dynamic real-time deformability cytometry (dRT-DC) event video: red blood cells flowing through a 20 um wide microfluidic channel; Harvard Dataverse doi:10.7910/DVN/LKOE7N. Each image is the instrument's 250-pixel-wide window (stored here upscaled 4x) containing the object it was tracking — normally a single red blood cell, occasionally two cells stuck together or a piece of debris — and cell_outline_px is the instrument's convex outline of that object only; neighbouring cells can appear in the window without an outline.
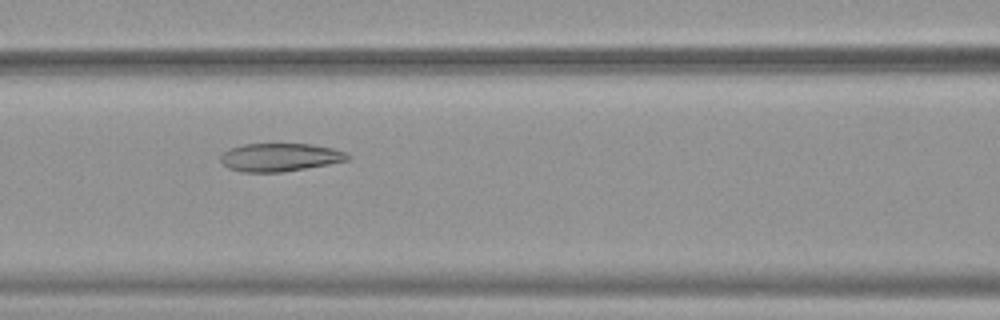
{"species": "common noctule bat (a hibernating species)", "species_latin": "Nyctalus noctula", "temperature_condition": "warm", "stored_images_in_passage": 52, "camera_frame_rate_fps": 3000, "um_per_image_px": 0.085, "animal": {"sex": "female", "body_mass_g": 19.9}, "frame": {"image": 1, "passage_image": 23, "time_ms": 7.333, "image_size_px": [1000, 320], "cell_outline_px": [[352, 156], [348, 160], [328, 164], [284, 172], [240, 172], [228, 168], [220, 160], [220, 156], [224, 152], [232, 148], [244, 144], [312, 144], [332, 148], [344, 152]], "centroid_in_image_um": [23.79, 13.37], "position_along_channel_um": 142.8, "area_um2": 20.75}}
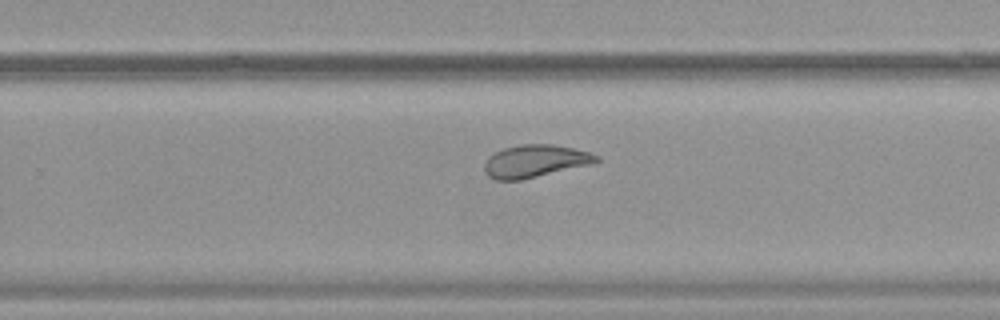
{"frame": {"image": 2, "passage_image": 34, "time_ms": 11.0, "image_size_px": [1000, 320], "cell_outline_px": [[600, 160], [592, 164], [520, 180], [496, 180], [488, 176], [484, 172], [484, 164], [488, 156], [504, 148], [520, 144], [552, 144], [572, 148], [588, 152], [600, 156]], "centroid_in_image_um": [45.47, 13.69], "position_along_channel_um": 284.3, "area_um2": 21.21}}
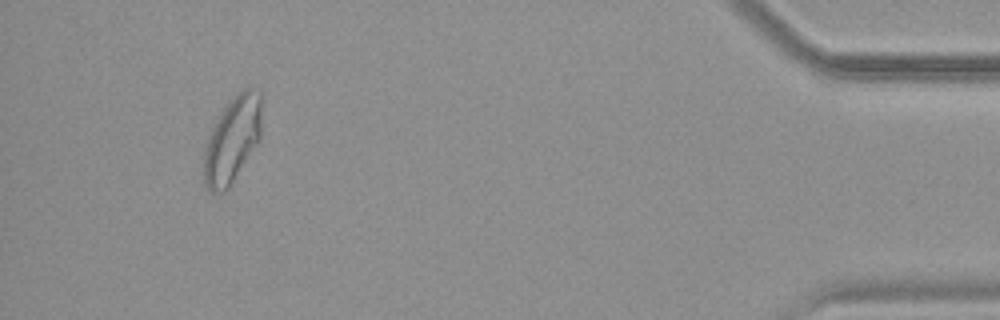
{"frame": {"image": 3, "passage_image": 49, "time_ms": 16.0, "image_size_px": [1000, 320], "cell_outline_px": [[260, 140], [228, 188], [224, 192], [212, 192], [204, 184], [204, 148], [208, 136], [216, 116], [228, 100], [236, 92], [244, 88], [256, 88], [260, 92]], "centroid_in_image_um": [19.72, 11.83], "position_along_channel_um": 415.5, "area_um2": 29.19}, "authors_computed_cell_mechanics": {"area_um2": 26.877, "velocity_mm_per_s": 3.8734, "shape_relaxation_time_tau1_ms": null, "shape_relaxation_time_tau2_ms": 1.9018, "deformation_change_tau1": null, "deformation_change_tau2": 0.0818}}